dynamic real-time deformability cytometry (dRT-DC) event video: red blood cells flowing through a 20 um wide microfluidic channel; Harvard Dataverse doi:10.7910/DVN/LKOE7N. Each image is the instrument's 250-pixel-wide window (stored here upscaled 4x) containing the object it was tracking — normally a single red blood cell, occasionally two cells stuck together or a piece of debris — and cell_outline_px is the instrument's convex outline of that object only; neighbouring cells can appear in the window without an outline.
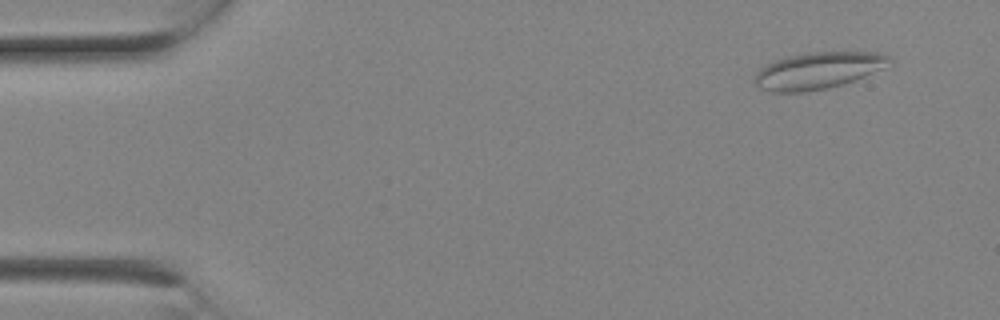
{"species": "Egyptian fruit bat (a non-hibernating species)", "species_latin": "Rousettus aegyptiacus", "temperature_condition": "room temperature", "stored_images_in_passage": 3, "camera_frame_rate_fps": 3000, "um_per_image_px": 0.085, "animal": {"sex": "female"}, "frame": {"image": 1, "passage_image": 1, "time_ms": 0.0, "image_size_px": [1000, 320], "cell_outline_px": [[892, 60], [884, 68], [856, 80], [844, 84], [828, 88], [804, 92], [768, 92], [760, 88], [752, 80], [752, 76], [764, 64], [772, 60], [788, 56], [812, 52], [880, 52], [892, 56]], "centroid_in_image_um": [69.51, 6.0], "position_along_channel_um": 15.5, "area_um2": 29.36}}